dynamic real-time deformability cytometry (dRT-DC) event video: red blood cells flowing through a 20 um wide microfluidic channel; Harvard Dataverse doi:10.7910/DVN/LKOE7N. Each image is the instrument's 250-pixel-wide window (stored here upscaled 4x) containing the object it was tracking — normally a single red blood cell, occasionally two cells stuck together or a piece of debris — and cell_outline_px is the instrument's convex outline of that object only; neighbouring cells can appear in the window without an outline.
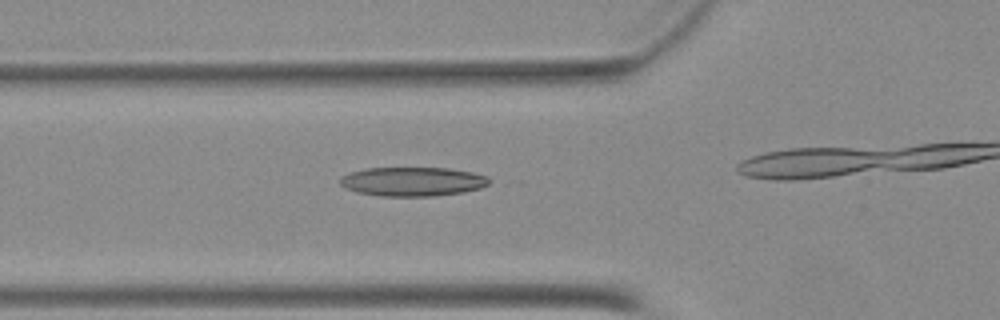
{"species": "Egyptian fruit bat (a non-hibernating species)", "species_latin": "Rousettus aegyptiacus", "temperature_condition": "warm", "stored_images_in_passage": 31, "camera_frame_rate_fps": 3000, "um_per_image_px": 0.085, "animal": {"sex": "female"}, "frame": {"image": 1, "passage_image": 10, "time_ms": 3.0, "image_size_px": [1000, 320], "cell_outline_px": [[488, 184], [480, 188], [464, 192], [432, 196], [380, 196], [356, 192], [344, 188], [340, 184], [340, 176], [348, 172], [364, 168], [448, 168], [472, 172], [488, 176]], "centroid_in_image_um": [35.01, 15.43], "position_along_channel_um": 90.8, "area_um2": 25.43}}
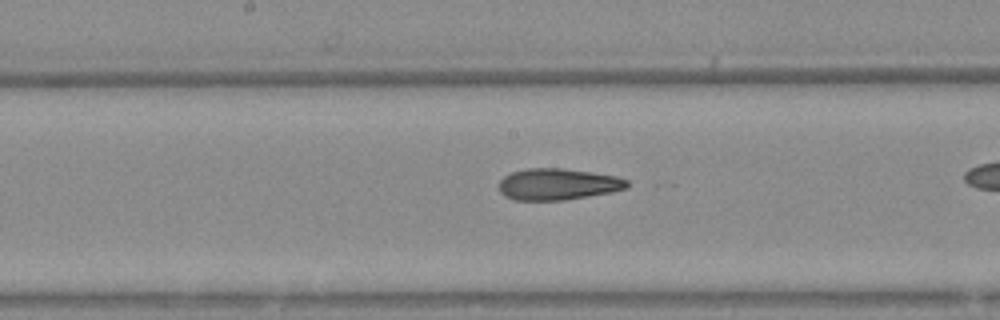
{"frame": {"image": 2, "passage_image": 18, "time_ms": 5.667, "image_size_px": [1000, 320], "cell_outline_px": [[628, 188], [612, 192], [564, 200], [516, 200], [504, 196], [500, 192], [500, 180], [504, 176], [512, 172], [524, 168], [560, 168], [592, 172], [616, 176], [628, 180]], "centroid_in_image_um": [47.42, 15.65], "position_along_channel_um": 200.8, "area_um2": 23.52}}